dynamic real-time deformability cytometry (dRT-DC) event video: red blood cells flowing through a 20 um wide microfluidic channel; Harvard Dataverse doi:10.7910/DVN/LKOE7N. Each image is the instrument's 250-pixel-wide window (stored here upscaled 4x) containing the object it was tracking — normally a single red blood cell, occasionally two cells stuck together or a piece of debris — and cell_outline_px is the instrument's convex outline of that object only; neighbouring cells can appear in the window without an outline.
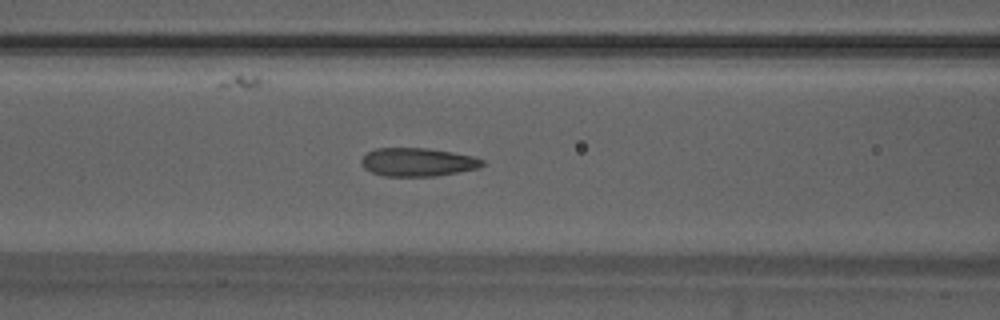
{"species": "Egyptian fruit bat (a non-hibernating species)", "species_latin": "Rousettus aegyptiacus", "temperature_condition": "warm", "stored_images_in_passage": 54, "segment_of_instrument_passage": [1, 2], "camera_frame_rate_fps": 3000, "um_per_image_px": 0.085, "animal": {"sex": "male"}, "frame": {"image": 1, "passage_image": 22, "time_ms": 7.0, "image_size_px": [1000, 320], "cell_outline_px": [[484, 164], [480, 168], [436, 176], [384, 176], [372, 172], [364, 168], [360, 160], [368, 152], [376, 148], [428, 148], [452, 152], [472, 156], [484, 160]], "centroid_in_image_um": [35.51, 13.78], "position_along_channel_um": 131.1, "area_um2": 20.0}}
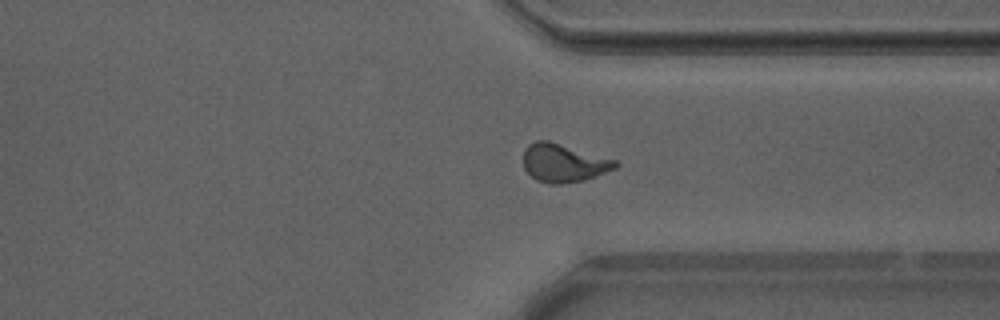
{"frame": {"image": 2, "passage_image": 40, "time_ms": 13.0, "image_size_px": [1000, 320], "cell_outline_px": [[620, 164], [616, 168], [596, 176], [584, 180], [560, 184], [552, 184], [536, 180], [524, 168], [524, 148], [528, 144], [536, 140], [548, 140], [616, 160]], "centroid_in_image_um": [47.9, 13.84], "position_along_channel_um": 363.5, "area_um2": 20.46}}
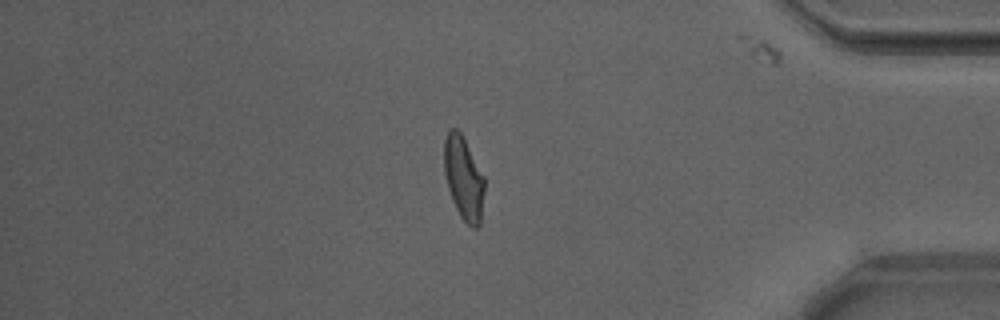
{"frame": {"image": 3, "passage_image": 45, "time_ms": 14.667, "image_size_px": [1000, 320], "cell_outline_px": [[484, 192], [480, 224], [476, 228], [472, 228], [460, 216], [452, 200], [448, 188], [444, 172], [444, 140], [448, 128], [456, 128], [460, 132], [484, 176]], "centroid_in_image_um": [39.39, 15.14], "position_along_channel_um": 395.8, "area_um2": 19.48}}